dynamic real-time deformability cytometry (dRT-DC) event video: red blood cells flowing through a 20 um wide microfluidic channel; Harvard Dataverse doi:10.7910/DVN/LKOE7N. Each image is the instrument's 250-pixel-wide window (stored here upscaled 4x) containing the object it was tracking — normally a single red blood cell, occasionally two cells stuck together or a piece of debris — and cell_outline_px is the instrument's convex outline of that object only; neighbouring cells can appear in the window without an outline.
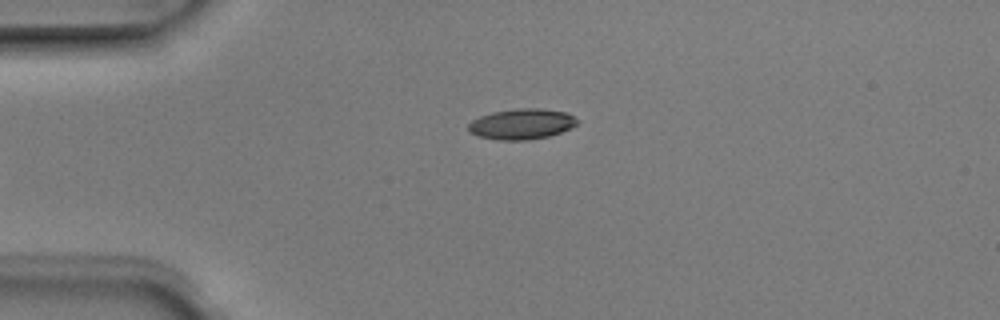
{"species": "Egyptian fruit bat (a non-hibernating species)", "species_latin": "Rousettus aegyptiacus", "temperature_condition": "room temperature", "stored_images_in_passage": 5, "camera_frame_rate_fps": 3000, "um_per_image_px": 0.085, "animal": {"sex": "male"}, "frame": {"image": 1, "passage_image": 5, "time_ms": 1.333, "image_size_px": [1000, 320], "cell_outline_px": [[580, 120], [572, 128], [548, 136], [528, 140], [500, 140], [480, 136], [468, 132], [468, 124], [472, 120], [480, 116], [492, 112], [516, 108], [540, 108], [568, 112]], "centroid_in_image_um": [44.37, 10.53], "position_along_channel_um": 40.6, "area_um2": 19.54}}